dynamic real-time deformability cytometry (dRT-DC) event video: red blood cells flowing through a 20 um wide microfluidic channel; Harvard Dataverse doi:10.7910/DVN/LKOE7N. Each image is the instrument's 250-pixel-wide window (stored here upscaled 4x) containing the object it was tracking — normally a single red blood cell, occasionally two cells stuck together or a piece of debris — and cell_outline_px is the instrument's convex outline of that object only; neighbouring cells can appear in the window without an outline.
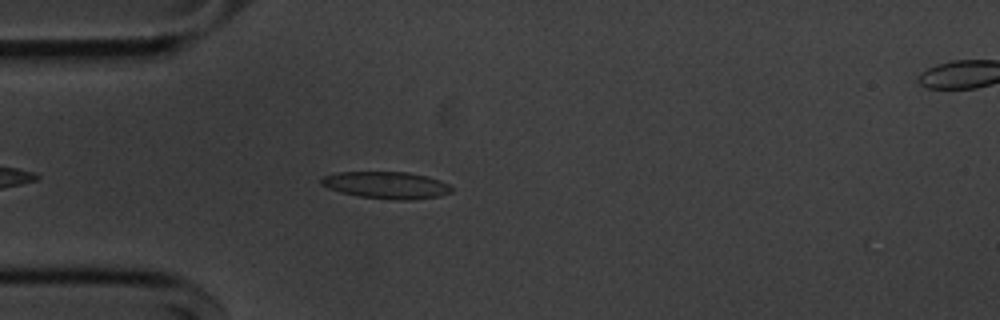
{"species": "common noctule bat (a hibernating species)", "species_latin": "Nyctalus noctula", "temperature_condition": "cold", "stored_images_in_passage": 24, "camera_frame_rate_fps": 3000, "um_per_image_px": 0.085, "animal": {"sex": "male", "body_mass_g": 20.1, "forearm_length_mm": 53.5}, "frame": {"image": 1, "passage_image": 6, "time_ms": 1.667, "image_size_px": [1000, 320], "cell_outline_px": [[452, 192], [440, 196], [408, 200], [392, 200], [360, 196], [340, 192], [328, 188], [320, 184], [320, 180], [324, 176], [336, 172], [408, 172], [428, 176], [440, 180], [448, 184], [452, 188]], "centroid_in_image_um": [32.85, 15.73], "position_along_channel_um": 52.2, "area_um2": 20.58}}
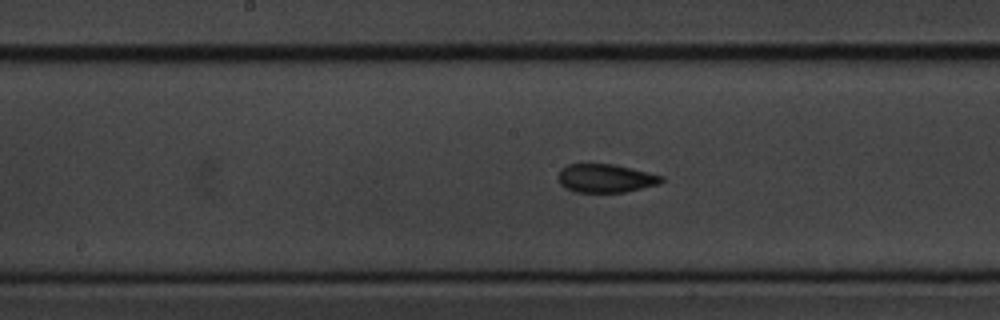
{"frame": {"image": 2, "passage_image": 15, "time_ms": 4.667, "image_size_px": [1000, 320], "cell_outline_px": [[664, 180], [660, 184], [624, 192], [576, 192], [560, 184], [556, 176], [560, 168], [568, 164], [616, 164], [664, 176]], "centroid_in_image_um": [51.47, 15.14], "position_along_channel_um": 196.7, "area_um2": 17.28}}
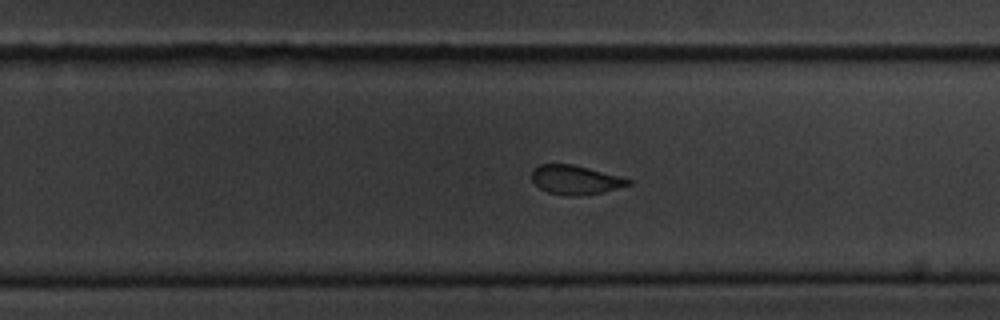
{"frame": {"image": 3, "passage_image": 22, "time_ms": 7.0, "image_size_px": [1000, 320], "cell_outline_px": [[632, 184], [604, 192], [580, 196], [568, 196], [548, 192], [540, 188], [532, 180], [532, 168], [540, 164], [572, 164], [588, 168], [632, 180]], "centroid_in_image_um": [48.89, 15.29], "position_along_channel_um": 280.9, "area_um2": 16.3}}